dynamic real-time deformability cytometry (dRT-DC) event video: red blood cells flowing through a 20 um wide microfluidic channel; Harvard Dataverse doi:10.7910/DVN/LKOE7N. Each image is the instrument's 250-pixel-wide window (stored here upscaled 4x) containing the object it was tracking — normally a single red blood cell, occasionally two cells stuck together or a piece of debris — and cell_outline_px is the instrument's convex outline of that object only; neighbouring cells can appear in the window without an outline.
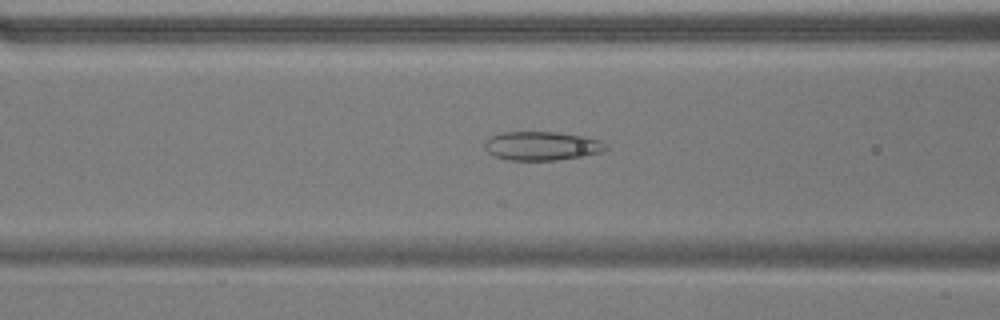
{"species": "common noctule bat (a hibernating species)", "species_latin": "Nyctalus noctula", "temperature_condition": "warm", "stored_images_in_passage": 43, "camera_frame_rate_fps": 3000, "um_per_image_px": 0.085, "animal": {"sex": "male", "body_mass_g": 17.9}, "frame": {"image": 1, "passage_image": 13, "time_ms": 4.0, "image_size_px": [1000, 320], "cell_outline_px": [[608, 148], [604, 152], [556, 160], [508, 160], [496, 156], [488, 152], [484, 148], [484, 144], [492, 136], [504, 132], [556, 132], [584, 136], [600, 140], [608, 144]], "centroid_in_image_um": [46.1, 12.4], "position_along_channel_um": 120.5, "area_um2": 20.29}}
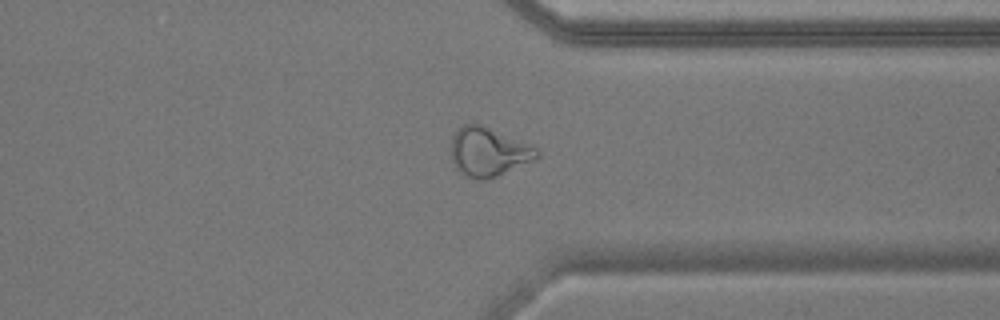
{"frame": {"image": 2, "passage_image": 33, "time_ms": 10.667, "image_size_px": [1000, 320], "cell_outline_px": [[540, 156], [536, 160], [496, 176], [484, 180], [480, 180], [468, 176], [460, 172], [456, 168], [452, 160], [452, 136], [456, 128], [464, 124], [480, 124], [536, 148], [540, 152]], "centroid_in_image_um": [41.5, 12.92], "position_along_channel_um": 369.9, "area_um2": 24.1}}
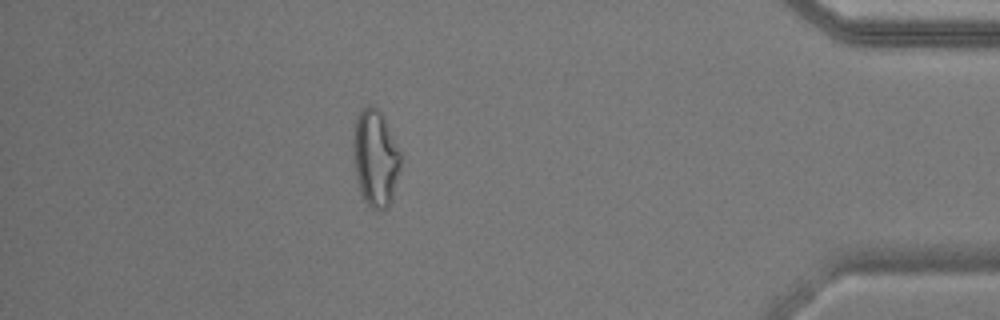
{"frame": {"image": 3, "passage_image": 39, "time_ms": 12.667, "image_size_px": [1000, 320], "cell_outline_px": [[400, 168], [392, 200], [388, 208], [372, 208], [364, 200], [356, 176], [352, 144], [352, 140], [356, 116], [360, 108], [368, 104], [376, 108], [380, 112], [400, 152]], "centroid_in_image_um": [31.88, 13.41], "position_along_channel_um": 403.3, "area_um2": 26.41}}